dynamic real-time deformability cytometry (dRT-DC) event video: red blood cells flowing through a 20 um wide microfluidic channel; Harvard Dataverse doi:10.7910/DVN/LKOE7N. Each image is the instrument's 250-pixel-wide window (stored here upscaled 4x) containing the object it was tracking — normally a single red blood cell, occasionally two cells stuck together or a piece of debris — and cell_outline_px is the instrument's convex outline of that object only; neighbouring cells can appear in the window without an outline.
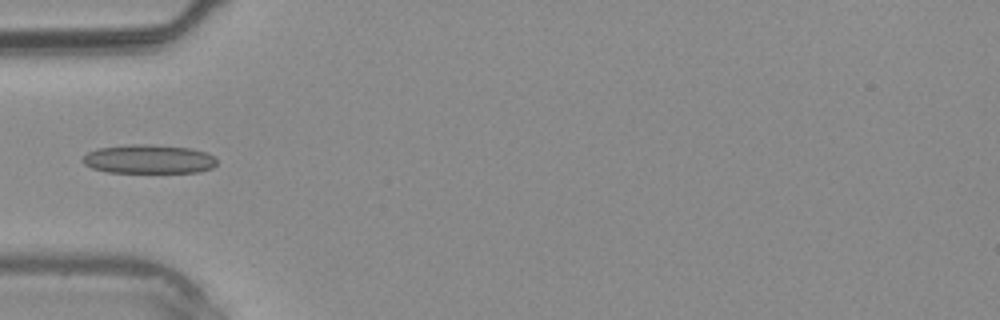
{"species": "common noctule bat (a hibernating species)", "species_latin": "Nyctalus noctula", "temperature_condition": "warm", "stored_images_in_passage": 4, "camera_frame_rate_fps": 3000, "um_per_image_px": 0.085, "animal": {"sex": "male", "body_mass_g": 20.4}, "frame": {"image": 1, "passage_image": 4, "time_ms": 4.0, "image_size_px": [1000, 320], "cell_outline_px": [[216, 164], [212, 168], [200, 172], [108, 172], [92, 168], [84, 164], [80, 160], [88, 152], [96, 148], [128, 144], [148, 144], [192, 148], [208, 152], [216, 156]], "centroid_in_image_um": [12.66, 13.51], "position_along_channel_um": 72.3, "area_um2": 22.89}}